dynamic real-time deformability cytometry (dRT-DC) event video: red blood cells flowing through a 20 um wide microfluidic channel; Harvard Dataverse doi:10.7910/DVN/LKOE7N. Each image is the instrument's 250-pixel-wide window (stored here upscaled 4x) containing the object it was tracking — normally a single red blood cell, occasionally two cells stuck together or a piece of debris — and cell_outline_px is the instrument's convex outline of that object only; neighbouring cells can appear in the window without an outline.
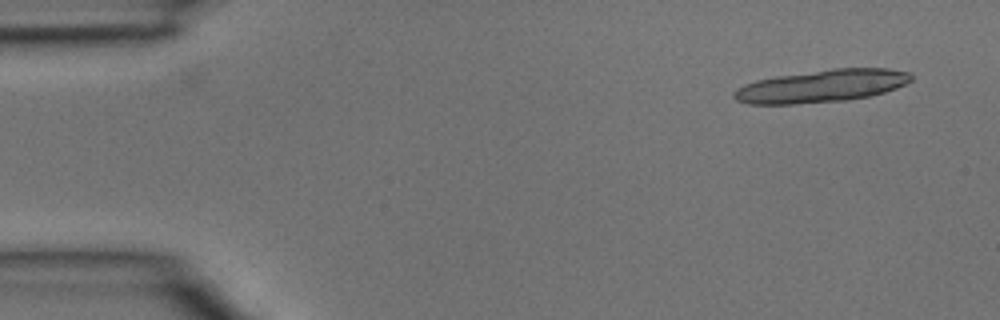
{"species": "common noctule bat (a hibernating species)", "species_latin": "Nyctalus noctula", "temperature_condition": "room temperature", "stored_images_in_passage": 4, "camera_frame_rate_fps": 3000, "um_per_image_px": 0.085, "animal": {"sex": "male", "body_mass_g": 15.6}, "frame": {"image": 1, "passage_image": 1, "time_ms": 0.0, "image_size_px": [1000, 320], "cell_outline_px": [[912, 80], [896, 88], [884, 92], [868, 96], [848, 100], [792, 104], [748, 104], [736, 100], [732, 96], [732, 92], [736, 88], [744, 84], [756, 80], [776, 76], [832, 68], [888, 68], [908, 72], [912, 76]], "centroid_in_image_um": [69.8, 7.31], "position_along_channel_um": 15.2, "area_um2": 33.7}}